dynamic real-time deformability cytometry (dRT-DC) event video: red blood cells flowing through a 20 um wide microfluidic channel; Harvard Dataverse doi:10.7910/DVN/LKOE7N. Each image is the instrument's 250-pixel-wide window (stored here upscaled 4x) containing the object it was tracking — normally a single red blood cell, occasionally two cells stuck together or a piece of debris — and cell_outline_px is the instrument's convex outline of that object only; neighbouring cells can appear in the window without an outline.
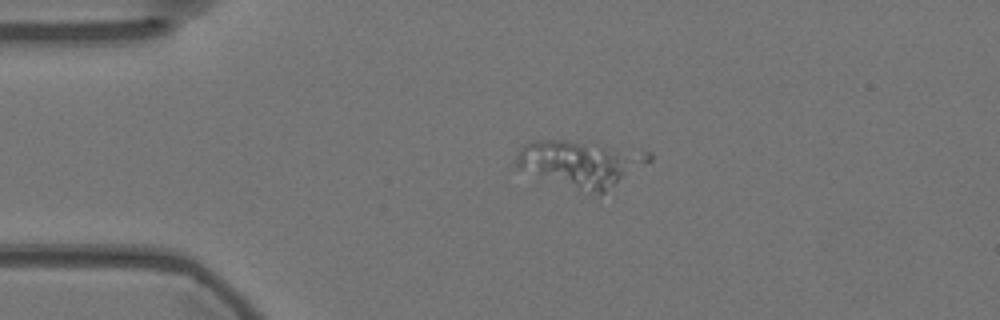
{"species": "Egyptian fruit bat (a non-hibernating species)", "species_latin": "Rousettus aegyptiacus", "temperature_condition": "warm", "stored_images_in_passage": 5, "camera_frame_rate_fps": 3000, "um_per_image_px": 0.085, "animal": {"sex": "female"}, "frame": {"image": 1, "passage_image": 4, "time_ms": 1.0, "image_size_px": [1000, 320], "cell_outline_px": [[624, 172], [604, 192], [588, 192], [512, 168], [512, 164], [520, 148], [524, 144], [532, 140], [564, 140], [600, 148], [616, 156]], "centroid_in_image_um": [48.4, 13.95], "position_along_channel_um": 36.6, "area_um2": 29.02}}